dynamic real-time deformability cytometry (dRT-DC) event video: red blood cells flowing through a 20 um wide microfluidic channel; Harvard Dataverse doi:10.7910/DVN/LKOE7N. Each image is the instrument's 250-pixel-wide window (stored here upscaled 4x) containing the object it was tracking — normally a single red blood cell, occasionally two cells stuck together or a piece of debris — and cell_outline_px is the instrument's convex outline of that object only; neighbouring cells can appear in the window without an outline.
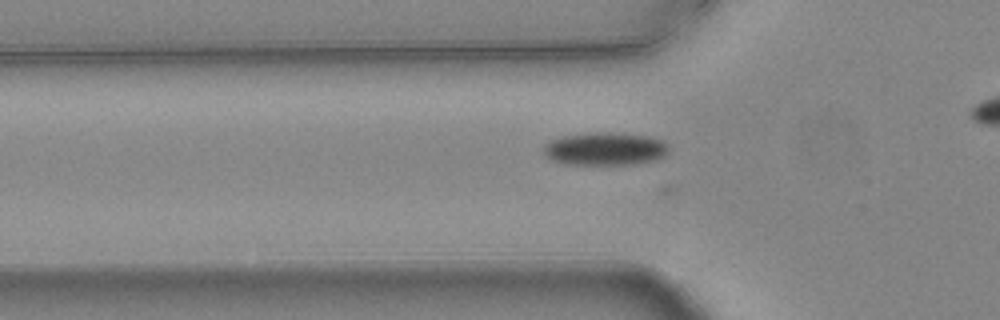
{"species": "common noctule bat (a hibernating species)", "species_latin": "Nyctalus noctula", "temperature_condition": "warm", "stored_images_in_passage": 24, "camera_frame_rate_fps": 3000, "um_per_image_px": 0.085, "animal": {"sex": "female", "body_mass_g": 24.6, "forearm_length_mm": 56.2}, "frame": {"image": 1, "passage_image": 2, "time_ms": 0.333, "image_size_px": [1000, 320], "cell_outline_px": [[668, 152], [664, 156], [656, 160], [636, 164], [564, 164], [552, 160], [544, 156], [544, 144], [560, 136], [588, 132], [620, 132], [648, 136], [664, 140], [668, 144]], "centroid_in_image_um": [51.44, 12.64], "position_along_channel_um": 74.4, "area_um2": 24.51}}
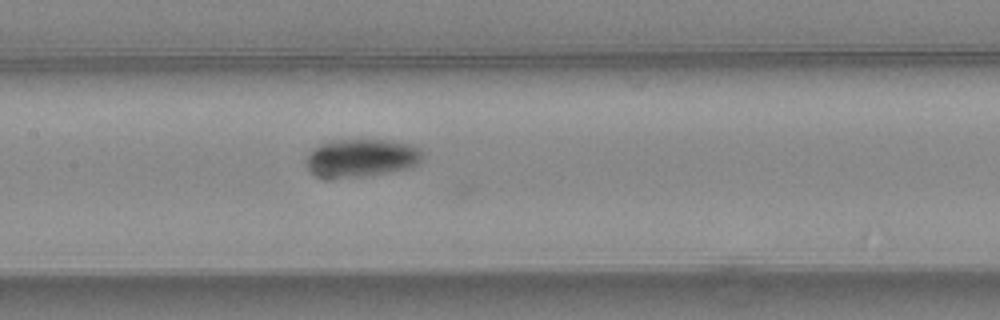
{"frame": {"image": 2, "passage_image": 10, "time_ms": 3.0, "image_size_px": [1000, 320], "cell_outline_px": [[424, 156], [416, 164], [404, 168], [388, 172], [364, 176], [328, 180], [316, 176], [304, 164], [304, 156], [316, 144], [328, 140], [392, 140], [412, 144], [420, 148], [424, 152]], "centroid_in_image_um": [30.61, 13.42], "position_along_channel_um": 176.8, "area_um2": 26.59}}
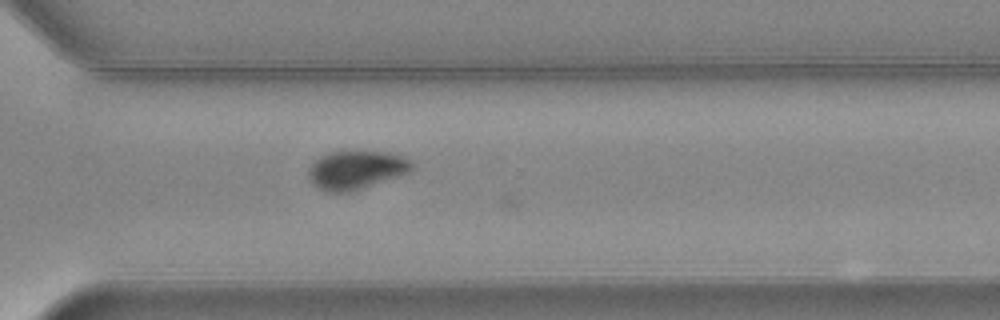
{"frame": {"image": 3, "passage_image": 23, "time_ms": 7.333, "image_size_px": [1000, 320], "cell_outline_px": [[412, 168], [408, 172], [352, 192], [324, 192], [316, 188], [308, 180], [308, 168], [320, 156], [328, 152], [388, 152], [404, 156], [412, 160]], "centroid_in_image_um": [30.22, 14.46], "position_along_channel_um": 340.4, "area_um2": 23.24}}